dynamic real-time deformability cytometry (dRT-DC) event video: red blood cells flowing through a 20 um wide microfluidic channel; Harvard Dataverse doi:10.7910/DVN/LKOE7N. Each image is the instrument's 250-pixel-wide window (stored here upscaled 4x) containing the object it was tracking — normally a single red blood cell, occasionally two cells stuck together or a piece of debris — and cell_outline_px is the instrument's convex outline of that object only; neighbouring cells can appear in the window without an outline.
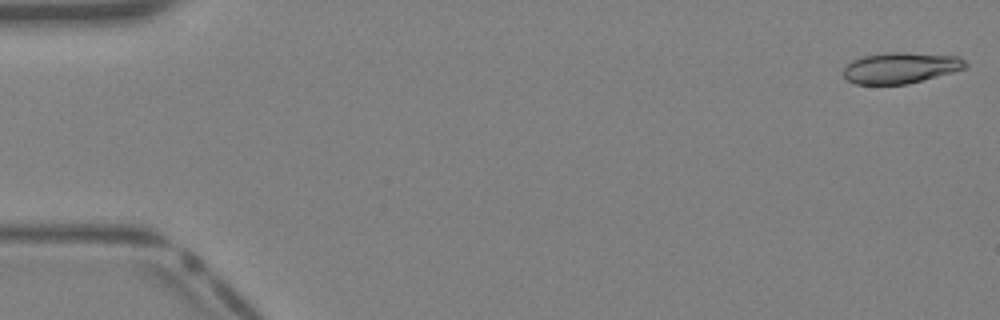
{"species": "Egyptian fruit bat (a non-hibernating species)", "species_latin": "Rousettus aegyptiacus", "temperature_condition": "warm", "stored_images_in_passage": 13, "camera_frame_rate_fps": 3000, "um_per_image_px": 0.085, "animal": {"sex": "female"}, "frame": {"image": 1, "passage_image": 1, "time_ms": 0.0, "image_size_px": [1000, 320], "cell_outline_px": [[968, 68], [908, 84], [856, 84], [848, 80], [844, 76], [844, 68], [852, 60], [864, 56], [884, 52], [908, 52], [960, 56], [968, 64]], "centroid_in_image_um": [76.6, 5.75], "position_along_channel_um": 8.4, "area_um2": 22.2}}
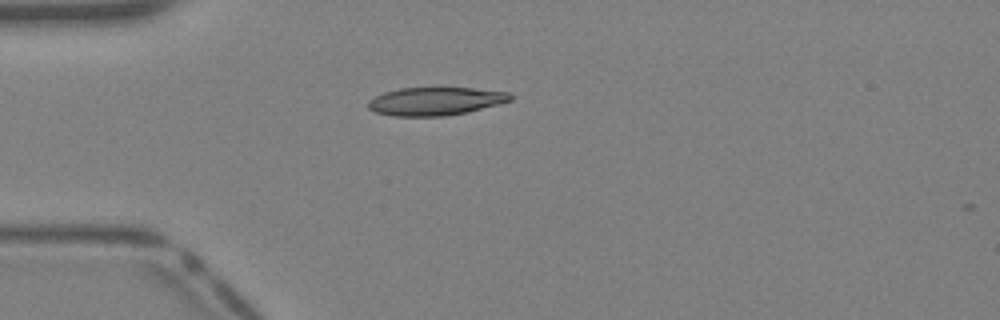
{"frame": {"image": 2, "passage_image": 11, "time_ms": 3.333, "image_size_px": [1000, 320], "cell_outline_px": [[512, 100], [500, 104], [468, 112], [444, 116], [392, 116], [376, 112], [368, 108], [368, 100], [384, 92], [400, 88], [472, 88], [508, 92], [512, 96]], "centroid_in_image_um": [37.01, 8.61], "position_along_channel_um": 48.0, "area_um2": 23.29}}